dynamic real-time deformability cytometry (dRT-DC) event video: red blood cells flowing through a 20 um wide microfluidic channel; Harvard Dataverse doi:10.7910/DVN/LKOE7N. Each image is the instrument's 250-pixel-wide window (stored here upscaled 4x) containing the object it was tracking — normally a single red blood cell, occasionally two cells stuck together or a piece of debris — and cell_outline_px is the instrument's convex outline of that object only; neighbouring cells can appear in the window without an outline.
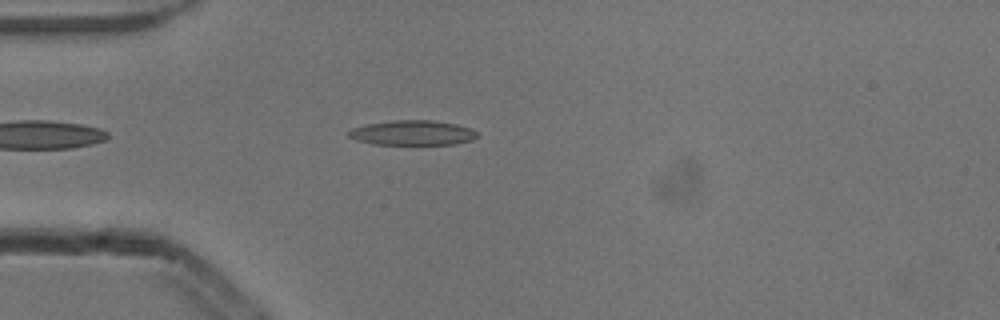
{"species": "common noctule bat (a hibernating species)", "species_latin": "Nyctalus noctula", "temperature_condition": "cold", "stored_images_in_passage": 6, "camera_frame_rate_fps": 3000, "um_per_image_px": 0.085, "animal": {"sex": "male", "body_mass_g": 13.3}, "frame": {"image": 1, "passage_image": 5, "time_ms": 1.333, "image_size_px": [1000, 320], "cell_outline_px": [[480, 136], [472, 140], [456, 144], [372, 144], [356, 140], [348, 136], [348, 132], [352, 128], [364, 124], [396, 120], [432, 120], [456, 124], [472, 128]], "centroid_in_image_um": [35.08, 11.29], "position_along_channel_um": 49.9, "area_um2": 18.73}}